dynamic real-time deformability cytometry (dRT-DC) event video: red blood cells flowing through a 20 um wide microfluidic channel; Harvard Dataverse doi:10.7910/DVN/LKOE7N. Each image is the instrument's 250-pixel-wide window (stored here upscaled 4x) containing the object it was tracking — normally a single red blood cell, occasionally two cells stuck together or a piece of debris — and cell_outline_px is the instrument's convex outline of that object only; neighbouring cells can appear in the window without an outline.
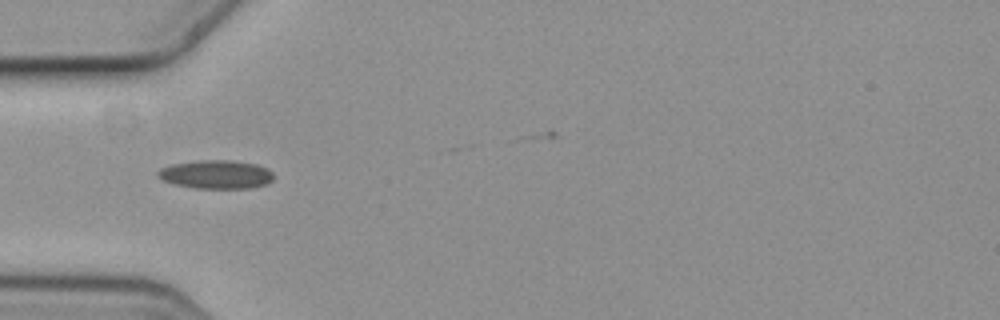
{"species": "common noctule bat (a hibernating species)", "species_latin": "Nyctalus noctula", "temperature_condition": "cold", "stored_images_in_passage": 5, "camera_frame_rate_fps": 3000, "um_per_image_px": 0.085, "animal": {"sex": "female", "body_mass_g": 19.3, "forearm_length_mm": 54.1}, "frame": {"image": 1, "passage_image": 4, "time_ms": 1.0, "image_size_px": [1000, 320], "cell_outline_px": [[272, 180], [268, 184], [252, 188], [196, 188], [176, 184], [164, 180], [156, 176], [156, 172], [160, 168], [172, 164], [200, 160], [232, 160], [256, 164], [268, 168], [272, 172]], "centroid_in_image_um": [18.38, 14.82], "position_along_channel_um": 66.6, "area_um2": 19.31}}